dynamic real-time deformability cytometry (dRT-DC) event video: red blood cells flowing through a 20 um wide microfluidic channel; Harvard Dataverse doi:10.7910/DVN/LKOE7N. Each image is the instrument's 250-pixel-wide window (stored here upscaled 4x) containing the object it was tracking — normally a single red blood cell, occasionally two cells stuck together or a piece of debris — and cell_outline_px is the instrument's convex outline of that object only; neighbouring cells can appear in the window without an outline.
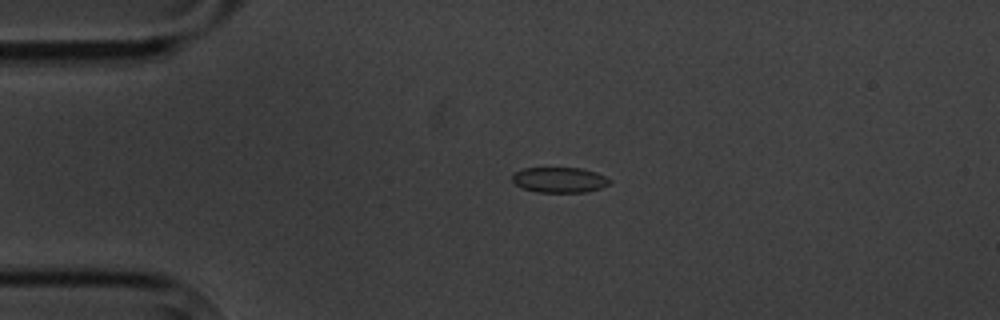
{"species": "common noctule bat (a hibernating species)", "species_latin": "Nyctalus noctula", "temperature_condition": "cold", "stored_images_in_passage": 14, "camera_frame_rate_fps": 3000, "um_per_image_px": 0.085, "animal": {"sex": "male", "body_mass_g": 20.1, "forearm_length_mm": 53.5}, "frame": {"image": 1, "passage_image": 3, "time_ms": 2.333, "image_size_px": [1000, 320], "cell_outline_px": [[612, 180], [608, 184], [600, 188], [588, 192], [536, 192], [524, 188], [516, 184], [512, 180], [512, 176], [516, 172], [524, 168], [580, 168], [596, 172]], "centroid_in_image_um": [47.57, 15.29], "position_along_channel_um": 37.4, "area_um2": 14.28}}
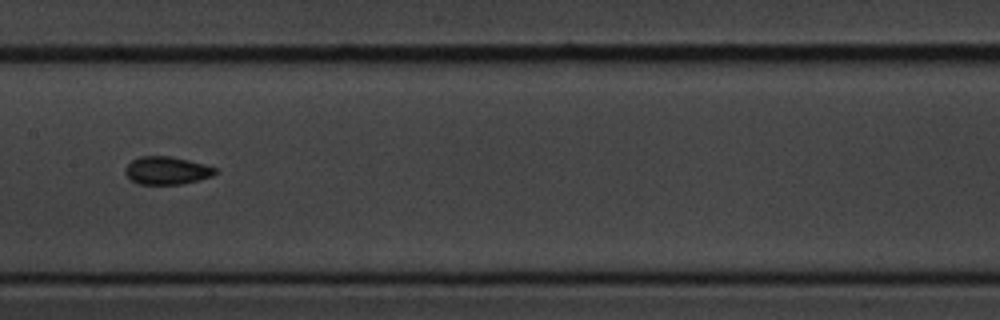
{"frame": {"image": 2, "passage_image": 7, "time_ms": 7.667, "image_size_px": [1000, 320], "cell_outline_px": [[216, 172], [212, 176], [200, 180], [180, 184], [140, 184], [132, 180], [124, 172], [124, 168], [132, 160], [140, 156], [172, 156], [204, 164], [216, 168]], "centroid_in_image_um": [14.17, 14.49], "position_along_channel_um": 193.2, "area_um2": 14.57}}
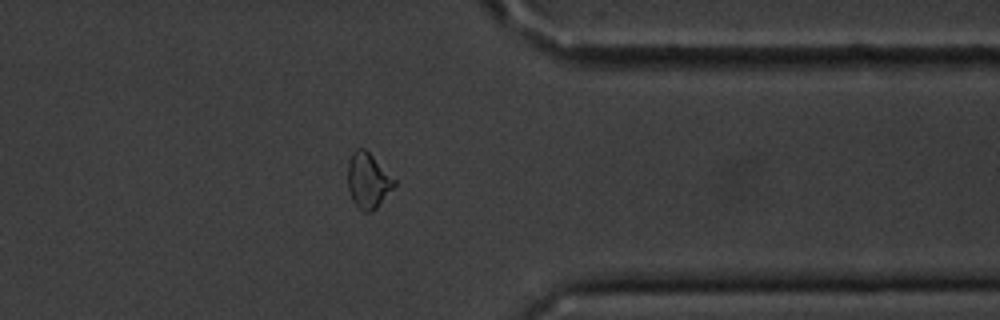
{"frame": {"image": 3, "passage_image": 12, "time_ms": 13.333, "image_size_px": [1000, 320], "cell_outline_px": [[396, 184], [376, 208], [372, 212], [364, 212], [352, 200], [348, 188], [348, 160], [352, 152], [356, 148], [364, 148], [396, 180]], "centroid_in_image_um": [31.27, 15.34], "position_along_channel_um": 380.1, "area_um2": 14.8}, "authors_computed_cell_mechanics": {"area_um2": 14.4789, "velocity_mm_per_s": 3.4566, "shape_relaxation_time_tau1_ms": 2.1299, "shape_relaxation_time_tau2_ms": 3.0966, "deformation_change_tau1": 0.07, "deformation_change_tau2": 0.055}}